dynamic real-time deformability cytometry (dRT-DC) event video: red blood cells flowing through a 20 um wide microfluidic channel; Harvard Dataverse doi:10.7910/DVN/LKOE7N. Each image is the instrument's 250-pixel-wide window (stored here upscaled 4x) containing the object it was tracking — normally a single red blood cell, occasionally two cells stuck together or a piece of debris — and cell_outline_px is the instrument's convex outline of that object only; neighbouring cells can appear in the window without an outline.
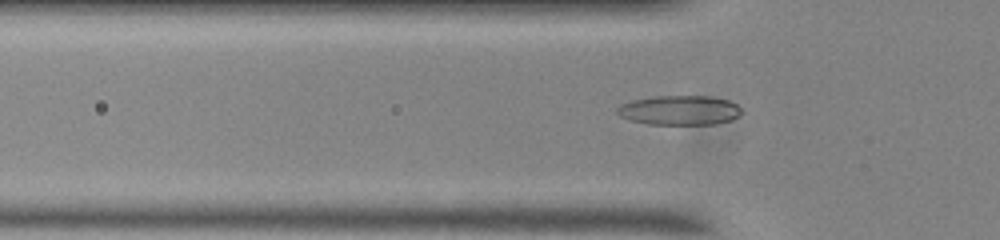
{"species": "common noctule bat (a hibernating species)", "species_latin": "Nyctalus noctula", "temperature_condition": "room temperature", "stored_images_in_passage": 55, "camera_frame_rate_fps": 3000, "um_per_image_px": 0.085, "animal": {"sex": "male", "body_mass_g": 20.0, "forearm_length_mm": 53.3}, "frame": {"image": 1, "passage_image": 17, "time_ms": 5.333, "image_size_px": [1000, 240], "cell_outline_px": [[740, 112], [732, 120], [716, 124], [648, 124], [628, 120], [620, 116], [616, 112], [616, 108], [620, 104], [632, 100], [652, 96], [712, 96], [728, 100], [736, 104], [740, 108]], "centroid_in_image_um": [57.71, 9.36], "position_along_channel_um": 68.1, "area_um2": 21.5}}
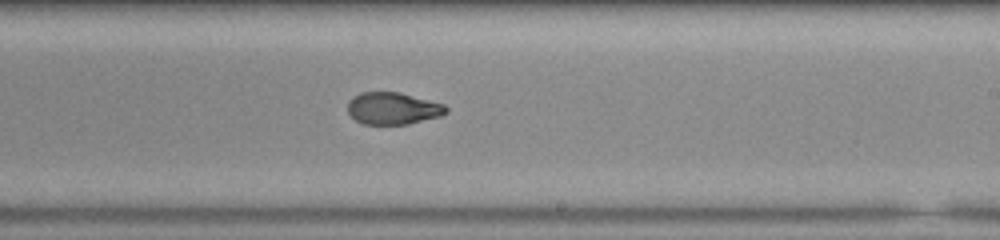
{"frame": {"image": 2, "passage_image": 32, "time_ms": 10.333, "image_size_px": [1000, 240], "cell_outline_px": [[448, 112], [440, 116], [408, 124], [364, 124], [356, 120], [348, 112], [348, 100], [352, 96], [360, 92], [400, 92], [444, 104], [448, 108]], "centroid_in_image_um": [33.39, 9.2], "position_along_channel_um": 255.6, "area_um2": 18.44}}
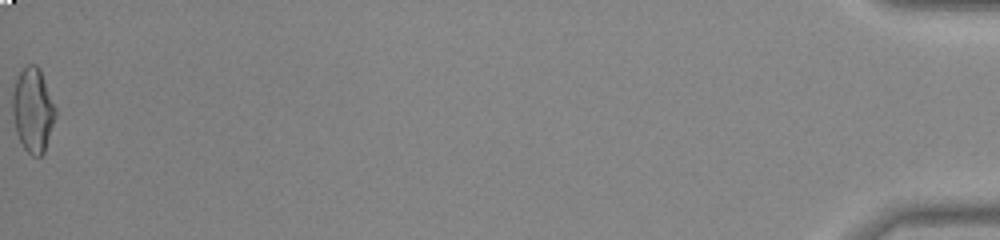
{"frame": {"image": 3, "passage_image": 55, "time_ms": 18.0, "image_size_px": [1000, 240], "cell_outline_px": [[56, 116], [44, 152], [40, 156], [32, 156], [24, 148], [16, 132], [12, 112], [12, 92], [16, 80], [20, 72], [28, 64], [36, 64], [40, 68], [56, 108]], "centroid_in_image_um": [2.8, 9.34], "position_along_channel_um": 432.4, "area_um2": 21.1}, "authors_computed_cell_mechanics": {"area_um2": 19.7676, "velocity_mm_per_s": 3.7476, "shape_relaxation_time_tau1_ms": null, "shape_relaxation_time_tau2_ms": 1.3785, "deformation_change_tau1": null, "deformation_change_tau2": 0.0574}}